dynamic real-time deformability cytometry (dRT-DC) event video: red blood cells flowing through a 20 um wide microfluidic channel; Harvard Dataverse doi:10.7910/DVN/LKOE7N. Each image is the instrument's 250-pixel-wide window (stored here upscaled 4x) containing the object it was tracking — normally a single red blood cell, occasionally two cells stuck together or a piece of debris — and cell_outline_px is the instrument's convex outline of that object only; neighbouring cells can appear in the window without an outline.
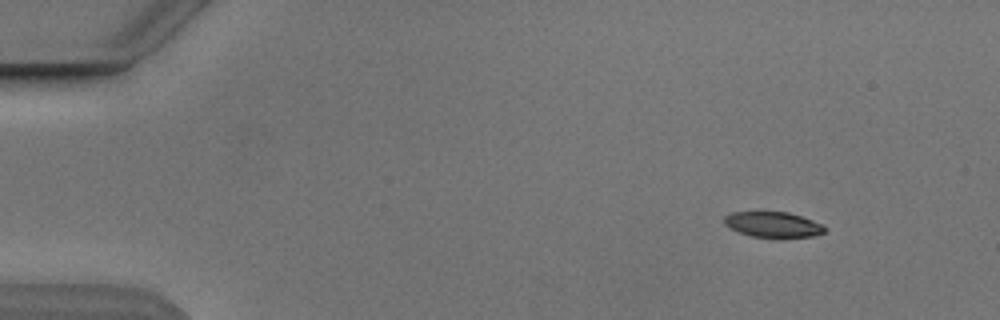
{"species": "Egyptian fruit bat (a non-hibernating species)", "species_latin": "Rousettus aegyptiacus", "temperature_condition": "cold", "stored_images_in_passage": 4, "camera_frame_rate_fps": 3000, "um_per_image_px": 0.085, "animal": {"sex": "male"}, "frame": {"image": 1, "passage_image": 1, "time_ms": 0.0, "image_size_px": [1000, 320], "cell_outline_px": [[824, 232], [816, 236], [780, 240], [776, 240], [752, 236], [740, 232], [724, 224], [724, 216], [732, 212], [788, 212], [824, 224]], "centroid_in_image_um": [65.76, 19.13], "position_along_channel_um": 19.2, "area_um2": 15.43}}
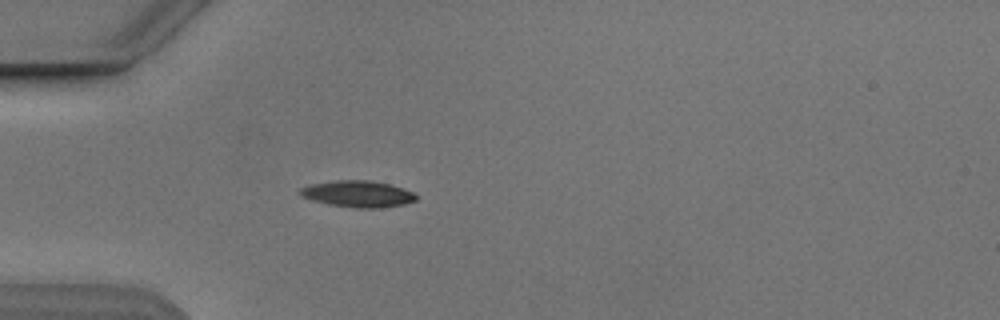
{"frame": {"image": 2, "passage_image": 4, "time_ms": 3.333, "image_size_px": [1000, 320], "cell_outline_px": [[416, 200], [404, 204], [380, 208], [352, 208], [328, 204], [312, 200], [300, 196], [296, 192], [300, 188], [312, 184], [336, 180], [368, 180], [388, 184], [412, 192], [416, 196]], "centroid_in_image_um": [30.35, 16.49], "position_along_channel_um": 54.7, "area_um2": 17.86}}